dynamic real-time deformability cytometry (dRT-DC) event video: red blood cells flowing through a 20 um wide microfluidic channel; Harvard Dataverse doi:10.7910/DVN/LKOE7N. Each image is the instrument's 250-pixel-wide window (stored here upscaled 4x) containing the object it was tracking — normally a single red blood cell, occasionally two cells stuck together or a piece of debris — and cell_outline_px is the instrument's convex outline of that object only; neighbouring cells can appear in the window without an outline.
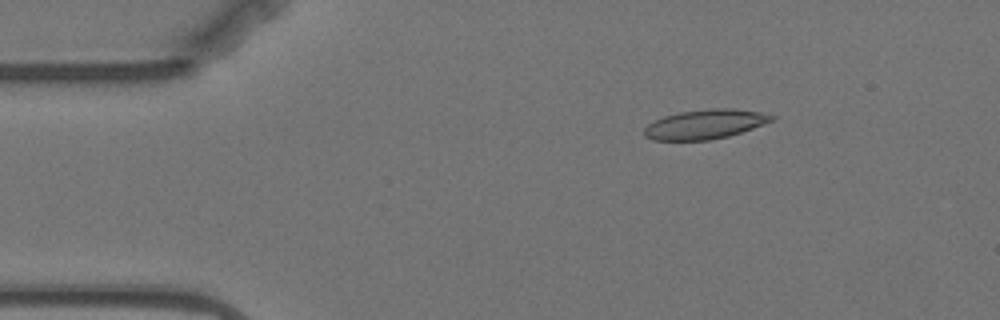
{"species": "Egyptian fruit bat (a non-hibernating species)", "species_latin": "Rousettus aegyptiacus", "temperature_condition": "warm", "stored_images_in_passage": 6, "camera_frame_rate_fps": 3000, "um_per_image_px": 0.085, "animal": {"sex": "female"}, "frame": {"image": 1, "passage_image": 3, "time_ms": 2.333, "image_size_px": [1000, 320], "cell_outline_px": [[776, 116], [772, 120], [752, 128], [728, 136], [708, 140], [652, 140], [644, 136], [644, 128], [648, 124], [664, 116], [680, 112], [708, 108], [732, 108], [760, 112]], "centroid_in_image_um": [59.9, 10.55], "position_along_channel_um": 25.1, "area_um2": 21.68}}